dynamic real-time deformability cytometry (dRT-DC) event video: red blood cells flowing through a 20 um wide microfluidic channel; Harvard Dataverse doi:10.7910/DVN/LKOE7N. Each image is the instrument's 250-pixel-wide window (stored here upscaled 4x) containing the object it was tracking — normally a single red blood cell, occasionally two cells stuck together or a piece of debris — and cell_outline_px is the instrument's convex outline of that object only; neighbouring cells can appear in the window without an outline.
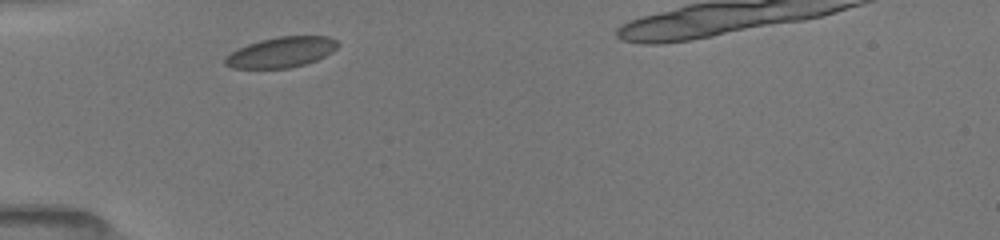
{"species": "common noctule bat (a hibernating species)", "species_latin": "Nyctalus noctula", "temperature_condition": "room temperature", "stored_images_in_passage": 2, "camera_frame_rate_fps": 3000, "um_per_image_px": 0.085, "animal": {"sex": "female", "body_mass_g": 19.5, "forearm_length_mm": 54.1}, "frame": {"image": 1, "passage_image": 1, "time_ms": 0.0, "image_size_px": [1000, 240], "cell_outline_px": [[340, 44], [332, 52], [316, 60], [292, 68], [232, 68], [224, 64], [224, 60], [232, 52], [248, 44], [260, 40], [280, 36], [328, 36], [336, 40]], "centroid_in_image_um": [23.94, 4.44], "position_along_channel_um": 61.1, "area_um2": 19.83}}
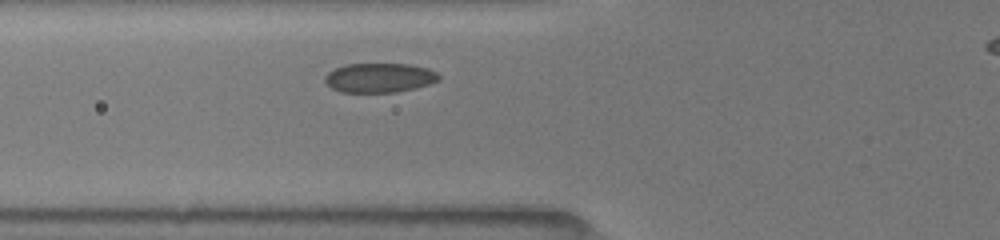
{"frame": {"image": 2, "passage_image": 2, "time_ms": 1.0, "image_size_px": [1000, 240], "cell_outline_px": [[440, 80], [416, 88], [396, 92], [340, 92], [332, 88], [324, 80], [324, 76], [328, 72], [344, 64], [408, 64], [428, 68], [436, 72], [440, 76]], "centroid_in_image_um": [32.25, 6.61], "position_along_channel_um": 93.5, "area_um2": 19.54}}